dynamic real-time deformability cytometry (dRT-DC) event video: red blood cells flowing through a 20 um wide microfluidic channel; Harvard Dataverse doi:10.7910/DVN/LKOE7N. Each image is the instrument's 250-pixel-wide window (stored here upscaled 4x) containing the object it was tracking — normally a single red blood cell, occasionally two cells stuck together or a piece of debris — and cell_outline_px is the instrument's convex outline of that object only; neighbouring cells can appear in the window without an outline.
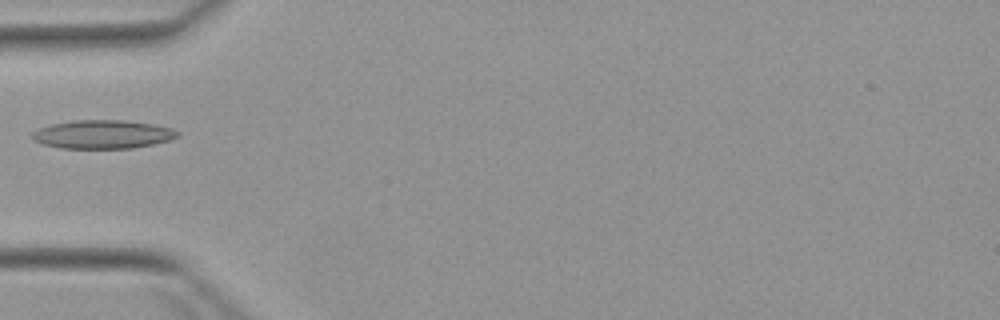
{"species": "Egyptian fruit bat (a non-hibernating species)", "species_latin": "Rousettus aegyptiacus", "temperature_condition": "warm", "stored_images_in_passage": 5, "camera_frame_rate_fps": 3000, "um_per_image_px": 0.085, "animal": {"sex": "female"}, "frame": {"image": 1, "passage_image": 4, "time_ms": 3.667, "image_size_px": [1000, 320], "cell_outline_px": [[180, 136], [168, 140], [152, 144], [132, 148], [60, 148], [44, 144], [32, 140], [28, 136], [32, 132], [40, 128], [52, 124], [72, 120], [124, 120], [152, 124], [172, 128], [180, 132]], "centroid_in_image_um": [8.7, 11.41], "position_along_channel_um": 76.3, "area_um2": 24.22}}
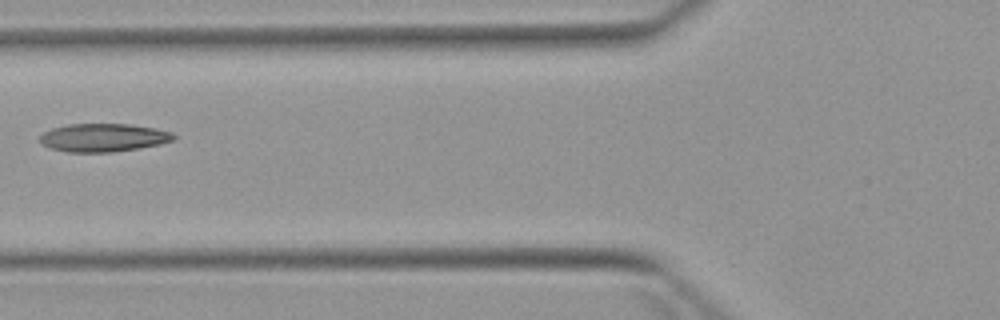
{"frame": {"image": 2, "passage_image": 5, "time_ms": 4.667, "image_size_px": [1000, 320], "cell_outline_px": [[176, 136], [172, 140], [160, 144], [140, 148], [112, 152], [68, 152], [52, 148], [40, 144], [40, 136], [44, 132], [52, 128], [68, 124], [128, 124], [156, 128], [172, 132]], "centroid_in_image_um": [8.79, 11.69], "position_along_channel_um": 117.0, "area_um2": 21.96}}